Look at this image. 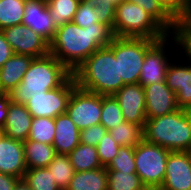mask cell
<instances>
[{
	"instance_id": "1",
	"label": "cell",
	"mask_w": 191,
	"mask_h": 190,
	"mask_svg": "<svg viewBox=\"0 0 191 190\" xmlns=\"http://www.w3.org/2000/svg\"><path fill=\"white\" fill-rule=\"evenodd\" d=\"M114 37L112 28L102 22L84 28L67 22L57 28L49 43V53L73 73L96 50L108 47Z\"/></svg>"
},
{
	"instance_id": "2",
	"label": "cell",
	"mask_w": 191,
	"mask_h": 190,
	"mask_svg": "<svg viewBox=\"0 0 191 190\" xmlns=\"http://www.w3.org/2000/svg\"><path fill=\"white\" fill-rule=\"evenodd\" d=\"M72 75L77 87L103 96L114 95L125 85L119 78V59L109 47L96 50Z\"/></svg>"
},
{
	"instance_id": "3",
	"label": "cell",
	"mask_w": 191,
	"mask_h": 190,
	"mask_svg": "<svg viewBox=\"0 0 191 190\" xmlns=\"http://www.w3.org/2000/svg\"><path fill=\"white\" fill-rule=\"evenodd\" d=\"M72 73L52 54L34 58L21 83L10 92L11 100L25 104L32 96L60 87Z\"/></svg>"
},
{
	"instance_id": "4",
	"label": "cell",
	"mask_w": 191,
	"mask_h": 190,
	"mask_svg": "<svg viewBox=\"0 0 191 190\" xmlns=\"http://www.w3.org/2000/svg\"><path fill=\"white\" fill-rule=\"evenodd\" d=\"M144 140L169 151H188L191 145V111L178 109L170 114L147 118Z\"/></svg>"
},
{
	"instance_id": "5",
	"label": "cell",
	"mask_w": 191,
	"mask_h": 190,
	"mask_svg": "<svg viewBox=\"0 0 191 190\" xmlns=\"http://www.w3.org/2000/svg\"><path fill=\"white\" fill-rule=\"evenodd\" d=\"M113 33L117 37L162 40L169 35L142 7L124 0L116 6Z\"/></svg>"
},
{
	"instance_id": "6",
	"label": "cell",
	"mask_w": 191,
	"mask_h": 190,
	"mask_svg": "<svg viewBox=\"0 0 191 190\" xmlns=\"http://www.w3.org/2000/svg\"><path fill=\"white\" fill-rule=\"evenodd\" d=\"M159 40L115 36L108 46L119 59V78L124 84H136L146 52Z\"/></svg>"
},
{
	"instance_id": "7",
	"label": "cell",
	"mask_w": 191,
	"mask_h": 190,
	"mask_svg": "<svg viewBox=\"0 0 191 190\" xmlns=\"http://www.w3.org/2000/svg\"><path fill=\"white\" fill-rule=\"evenodd\" d=\"M170 152L144 139L134 148L136 174L147 190L159 189L162 186Z\"/></svg>"
},
{
	"instance_id": "8",
	"label": "cell",
	"mask_w": 191,
	"mask_h": 190,
	"mask_svg": "<svg viewBox=\"0 0 191 190\" xmlns=\"http://www.w3.org/2000/svg\"><path fill=\"white\" fill-rule=\"evenodd\" d=\"M77 87L71 75L60 87L48 90L42 95L32 96L25 106L32 117L56 118L66 113L72 91Z\"/></svg>"
},
{
	"instance_id": "9",
	"label": "cell",
	"mask_w": 191,
	"mask_h": 190,
	"mask_svg": "<svg viewBox=\"0 0 191 190\" xmlns=\"http://www.w3.org/2000/svg\"><path fill=\"white\" fill-rule=\"evenodd\" d=\"M102 95L76 87L70 96L66 113L79 130L99 125Z\"/></svg>"
},
{
	"instance_id": "10",
	"label": "cell",
	"mask_w": 191,
	"mask_h": 190,
	"mask_svg": "<svg viewBox=\"0 0 191 190\" xmlns=\"http://www.w3.org/2000/svg\"><path fill=\"white\" fill-rule=\"evenodd\" d=\"M169 39L170 35H167L164 39L157 41L146 52L138 82L143 87L153 83L166 82L168 66L171 60H174L173 58L170 59L168 55L171 49L167 48L169 47Z\"/></svg>"
},
{
	"instance_id": "11",
	"label": "cell",
	"mask_w": 191,
	"mask_h": 190,
	"mask_svg": "<svg viewBox=\"0 0 191 190\" xmlns=\"http://www.w3.org/2000/svg\"><path fill=\"white\" fill-rule=\"evenodd\" d=\"M14 54L29 55L34 58L49 54V43L29 27L19 24L2 30Z\"/></svg>"
},
{
	"instance_id": "12",
	"label": "cell",
	"mask_w": 191,
	"mask_h": 190,
	"mask_svg": "<svg viewBox=\"0 0 191 190\" xmlns=\"http://www.w3.org/2000/svg\"><path fill=\"white\" fill-rule=\"evenodd\" d=\"M122 110L125 121L144 128L146 121V103L144 88L139 83L125 84L114 95Z\"/></svg>"
},
{
	"instance_id": "13",
	"label": "cell",
	"mask_w": 191,
	"mask_h": 190,
	"mask_svg": "<svg viewBox=\"0 0 191 190\" xmlns=\"http://www.w3.org/2000/svg\"><path fill=\"white\" fill-rule=\"evenodd\" d=\"M159 190H191V157L187 151L169 153L164 181Z\"/></svg>"
},
{
	"instance_id": "14",
	"label": "cell",
	"mask_w": 191,
	"mask_h": 190,
	"mask_svg": "<svg viewBox=\"0 0 191 190\" xmlns=\"http://www.w3.org/2000/svg\"><path fill=\"white\" fill-rule=\"evenodd\" d=\"M143 88L146 118L160 117L180 109L176 94L167 87L166 82L153 83Z\"/></svg>"
},
{
	"instance_id": "15",
	"label": "cell",
	"mask_w": 191,
	"mask_h": 190,
	"mask_svg": "<svg viewBox=\"0 0 191 190\" xmlns=\"http://www.w3.org/2000/svg\"><path fill=\"white\" fill-rule=\"evenodd\" d=\"M177 62H170L166 72V84L176 94L178 107L191 111V62Z\"/></svg>"
},
{
	"instance_id": "16",
	"label": "cell",
	"mask_w": 191,
	"mask_h": 190,
	"mask_svg": "<svg viewBox=\"0 0 191 190\" xmlns=\"http://www.w3.org/2000/svg\"><path fill=\"white\" fill-rule=\"evenodd\" d=\"M22 24L32 29L50 43L57 30L46 0H26Z\"/></svg>"
},
{
	"instance_id": "17",
	"label": "cell",
	"mask_w": 191,
	"mask_h": 190,
	"mask_svg": "<svg viewBox=\"0 0 191 190\" xmlns=\"http://www.w3.org/2000/svg\"><path fill=\"white\" fill-rule=\"evenodd\" d=\"M26 170L23 142L5 136L0 141V172L23 179Z\"/></svg>"
},
{
	"instance_id": "18",
	"label": "cell",
	"mask_w": 191,
	"mask_h": 190,
	"mask_svg": "<svg viewBox=\"0 0 191 190\" xmlns=\"http://www.w3.org/2000/svg\"><path fill=\"white\" fill-rule=\"evenodd\" d=\"M33 117L25 104L10 102L6 123L3 126L6 137L24 142L29 137Z\"/></svg>"
},
{
	"instance_id": "19",
	"label": "cell",
	"mask_w": 191,
	"mask_h": 190,
	"mask_svg": "<svg viewBox=\"0 0 191 190\" xmlns=\"http://www.w3.org/2000/svg\"><path fill=\"white\" fill-rule=\"evenodd\" d=\"M34 57L14 54L0 68V92L10 93L21 81Z\"/></svg>"
},
{
	"instance_id": "20",
	"label": "cell",
	"mask_w": 191,
	"mask_h": 190,
	"mask_svg": "<svg viewBox=\"0 0 191 190\" xmlns=\"http://www.w3.org/2000/svg\"><path fill=\"white\" fill-rule=\"evenodd\" d=\"M80 143V130L67 115L63 113L55 118V135L52 146L57 154H69Z\"/></svg>"
},
{
	"instance_id": "21",
	"label": "cell",
	"mask_w": 191,
	"mask_h": 190,
	"mask_svg": "<svg viewBox=\"0 0 191 190\" xmlns=\"http://www.w3.org/2000/svg\"><path fill=\"white\" fill-rule=\"evenodd\" d=\"M66 190H108L107 168L75 172Z\"/></svg>"
},
{
	"instance_id": "22",
	"label": "cell",
	"mask_w": 191,
	"mask_h": 190,
	"mask_svg": "<svg viewBox=\"0 0 191 190\" xmlns=\"http://www.w3.org/2000/svg\"><path fill=\"white\" fill-rule=\"evenodd\" d=\"M23 148L27 169L47 167L57 154L52 145L32 140L24 141Z\"/></svg>"
},
{
	"instance_id": "23",
	"label": "cell",
	"mask_w": 191,
	"mask_h": 190,
	"mask_svg": "<svg viewBox=\"0 0 191 190\" xmlns=\"http://www.w3.org/2000/svg\"><path fill=\"white\" fill-rule=\"evenodd\" d=\"M68 156L75 172L89 171L103 167L95 146L79 143Z\"/></svg>"
},
{
	"instance_id": "24",
	"label": "cell",
	"mask_w": 191,
	"mask_h": 190,
	"mask_svg": "<svg viewBox=\"0 0 191 190\" xmlns=\"http://www.w3.org/2000/svg\"><path fill=\"white\" fill-rule=\"evenodd\" d=\"M169 35L174 48L177 47L174 51L181 49L185 53L183 58L186 56L185 59L191 62V15L176 18Z\"/></svg>"
},
{
	"instance_id": "25",
	"label": "cell",
	"mask_w": 191,
	"mask_h": 190,
	"mask_svg": "<svg viewBox=\"0 0 191 190\" xmlns=\"http://www.w3.org/2000/svg\"><path fill=\"white\" fill-rule=\"evenodd\" d=\"M108 132L119 146L135 148L144 139L143 127L127 121L119 123Z\"/></svg>"
},
{
	"instance_id": "26",
	"label": "cell",
	"mask_w": 191,
	"mask_h": 190,
	"mask_svg": "<svg viewBox=\"0 0 191 190\" xmlns=\"http://www.w3.org/2000/svg\"><path fill=\"white\" fill-rule=\"evenodd\" d=\"M50 16L56 28L72 22L78 9L79 0H46Z\"/></svg>"
},
{
	"instance_id": "27",
	"label": "cell",
	"mask_w": 191,
	"mask_h": 190,
	"mask_svg": "<svg viewBox=\"0 0 191 190\" xmlns=\"http://www.w3.org/2000/svg\"><path fill=\"white\" fill-rule=\"evenodd\" d=\"M47 168L60 189L66 190L75 173L68 154H56Z\"/></svg>"
},
{
	"instance_id": "28",
	"label": "cell",
	"mask_w": 191,
	"mask_h": 190,
	"mask_svg": "<svg viewBox=\"0 0 191 190\" xmlns=\"http://www.w3.org/2000/svg\"><path fill=\"white\" fill-rule=\"evenodd\" d=\"M26 0H0V30L22 24Z\"/></svg>"
},
{
	"instance_id": "29",
	"label": "cell",
	"mask_w": 191,
	"mask_h": 190,
	"mask_svg": "<svg viewBox=\"0 0 191 190\" xmlns=\"http://www.w3.org/2000/svg\"><path fill=\"white\" fill-rule=\"evenodd\" d=\"M108 190H147L136 172L107 170Z\"/></svg>"
},
{
	"instance_id": "30",
	"label": "cell",
	"mask_w": 191,
	"mask_h": 190,
	"mask_svg": "<svg viewBox=\"0 0 191 190\" xmlns=\"http://www.w3.org/2000/svg\"><path fill=\"white\" fill-rule=\"evenodd\" d=\"M23 179L31 190H61L47 167L27 169Z\"/></svg>"
},
{
	"instance_id": "31",
	"label": "cell",
	"mask_w": 191,
	"mask_h": 190,
	"mask_svg": "<svg viewBox=\"0 0 191 190\" xmlns=\"http://www.w3.org/2000/svg\"><path fill=\"white\" fill-rule=\"evenodd\" d=\"M55 135V119L47 117H33L27 140L53 144Z\"/></svg>"
},
{
	"instance_id": "32",
	"label": "cell",
	"mask_w": 191,
	"mask_h": 190,
	"mask_svg": "<svg viewBox=\"0 0 191 190\" xmlns=\"http://www.w3.org/2000/svg\"><path fill=\"white\" fill-rule=\"evenodd\" d=\"M142 7L168 34L173 30L175 19L158 0H129Z\"/></svg>"
},
{
	"instance_id": "33",
	"label": "cell",
	"mask_w": 191,
	"mask_h": 190,
	"mask_svg": "<svg viewBox=\"0 0 191 190\" xmlns=\"http://www.w3.org/2000/svg\"><path fill=\"white\" fill-rule=\"evenodd\" d=\"M124 121L125 119L122 114V110L115 97L113 95H102L100 124H102L107 130H110L118 126L119 123H123Z\"/></svg>"
},
{
	"instance_id": "34",
	"label": "cell",
	"mask_w": 191,
	"mask_h": 190,
	"mask_svg": "<svg viewBox=\"0 0 191 190\" xmlns=\"http://www.w3.org/2000/svg\"><path fill=\"white\" fill-rule=\"evenodd\" d=\"M106 168L107 170H117L121 172H136L134 148L130 146H120L118 154Z\"/></svg>"
},
{
	"instance_id": "35",
	"label": "cell",
	"mask_w": 191,
	"mask_h": 190,
	"mask_svg": "<svg viewBox=\"0 0 191 190\" xmlns=\"http://www.w3.org/2000/svg\"><path fill=\"white\" fill-rule=\"evenodd\" d=\"M99 160L103 167H107L113 158L118 154L120 146L107 132L96 146Z\"/></svg>"
},
{
	"instance_id": "36",
	"label": "cell",
	"mask_w": 191,
	"mask_h": 190,
	"mask_svg": "<svg viewBox=\"0 0 191 190\" xmlns=\"http://www.w3.org/2000/svg\"><path fill=\"white\" fill-rule=\"evenodd\" d=\"M73 22L82 28L100 22L99 17L96 15V6L91 1L80 2Z\"/></svg>"
},
{
	"instance_id": "37",
	"label": "cell",
	"mask_w": 191,
	"mask_h": 190,
	"mask_svg": "<svg viewBox=\"0 0 191 190\" xmlns=\"http://www.w3.org/2000/svg\"><path fill=\"white\" fill-rule=\"evenodd\" d=\"M96 6V15L100 22L109 25L113 29L116 14V5L112 1L107 0H91Z\"/></svg>"
},
{
	"instance_id": "38",
	"label": "cell",
	"mask_w": 191,
	"mask_h": 190,
	"mask_svg": "<svg viewBox=\"0 0 191 190\" xmlns=\"http://www.w3.org/2000/svg\"><path fill=\"white\" fill-rule=\"evenodd\" d=\"M158 2L174 19L191 15V0H158Z\"/></svg>"
},
{
	"instance_id": "39",
	"label": "cell",
	"mask_w": 191,
	"mask_h": 190,
	"mask_svg": "<svg viewBox=\"0 0 191 190\" xmlns=\"http://www.w3.org/2000/svg\"><path fill=\"white\" fill-rule=\"evenodd\" d=\"M107 132L102 124L84 128L80 130V143L96 147Z\"/></svg>"
},
{
	"instance_id": "40",
	"label": "cell",
	"mask_w": 191,
	"mask_h": 190,
	"mask_svg": "<svg viewBox=\"0 0 191 190\" xmlns=\"http://www.w3.org/2000/svg\"><path fill=\"white\" fill-rule=\"evenodd\" d=\"M14 55V51L10 44L6 41L5 35L0 30V68L3 64Z\"/></svg>"
},
{
	"instance_id": "41",
	"label": "cell",
	"mask_w": 191,
	"mask_h": 190,
	"mask_svg": "<svg viewBox=\"0 0 191 190\" xmlns=\"http://www.w3.org/2000/svg\"><path fill=\"white\" fill-rule=\"evenodd\" d=\"M11 101L10 93L0 92V128H3L6 123L9 104Z\"/></svg>"
},
{
	"instance_id": "42",
	"label": "cell",
	"mask_w": 191,
	"mask_h": 190,
	"mask_svg": "<svg viewBox=\"0 0 191 190\" xmlns=\"http://www.w3.org/2000/svg\"><path fill=\"white\" fill-rule=\"evenodd\" d=\"M19 178L0 172V190H14Z\"/></svg>"
},
{
	"instance_id": "43",
	"label": "cell",
	"mask_w": 191,
	"mask_h": 190,
	"mask_svg": "<svg viewBox=\"0 0 191 190\" xmlns=\"http://www.w3.org/2000/svg\"><path fill=\"white\" fill-rule=\"evenodd\" d=\"M14 190H31L28 184L24 181V179H19L16 183Z\"/></svg>"
},
{
	"instance_id": "44",
	"label": "cell",
	"mask_w": 191,
	"mask_h": 190,
	"mask_svg": "<svg viewBox=\"0 0 191 190\" xmlns=\"http://www.w3.org/2000/svg\"><path fill=\"white\" fill-rule=\"evenodd\" d=\"M107 1H112L116 6L119 5L121 2L124 0H107Z\"/></svg>"
},
{
	"instance_id": "45",
	"label": "cell",
	"mask_w": 191,
	"mask_h": 190,
	"mask_svg": "<svg viewBox=\"0 0 191 190\" xmlns=\"http://www.w3.org/2000/svg\"><path fill=\"white\" fill-rule=\"evenodd\" d=\"M5 137L4 130L0 128V141Z\"/></svg>"
},
{
	"instance_id": "46",
	"label": "cell",
	"mask_w": 191,
	"mask_h": 190,
	"mask_svg": "<svg viewBox=\"0 0 191 190\" xmlns=\"http://www.w3.org/2000/svg\"><path fill=\"white\" fill-rule=\"evenodd\" d=\"M187 152H188L189 156L191 157V145H190V147H189Z\"/></svg>"
}]
</instances>
